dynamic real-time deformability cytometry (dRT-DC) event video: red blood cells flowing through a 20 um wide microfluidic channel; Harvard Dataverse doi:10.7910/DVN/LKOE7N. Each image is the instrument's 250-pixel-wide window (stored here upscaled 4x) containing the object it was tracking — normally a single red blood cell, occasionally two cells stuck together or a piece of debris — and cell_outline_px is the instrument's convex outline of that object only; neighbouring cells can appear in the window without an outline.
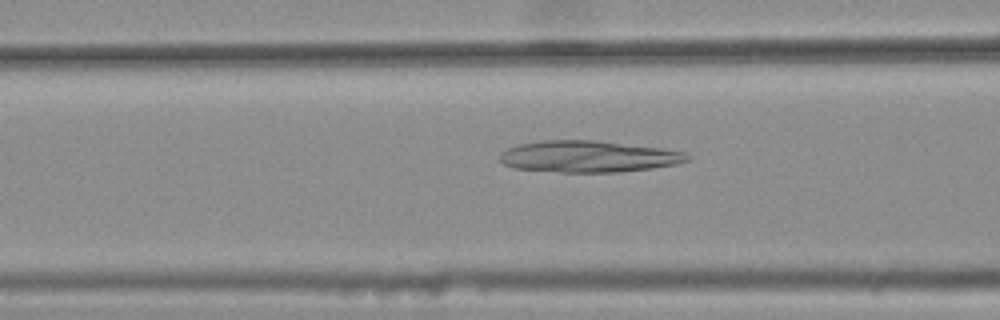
{"species": "common noctule bat (a hibernating species)", "species_latin": "Nyctalus noctula", "temperature_condition": "warm", "stored_images_in_passage": 37, "camera_frame_rate_fps": 3000, "um_per_image_px": 0.085, "animal": {"sex": "female", "body_mass_g": 25.1}, "frame": {"image": 1, "passage_image": 11, "time_ms": 3.333, "image_size_px": [1000, 320], "cell_outline_px": [[692, 160], [676, 164], [652, 168], [616, 172], [560, 172], [512, 168], [504, 164], [500, 160], [500, 152], [508, 148], [520, 144], [544, 140], [592, 140], [664, 148], [684, 152]], "centroid_in_image_um": [50.01, 13.3], "position_along_channel_um": 116.6, "area_um2": 34.45}}
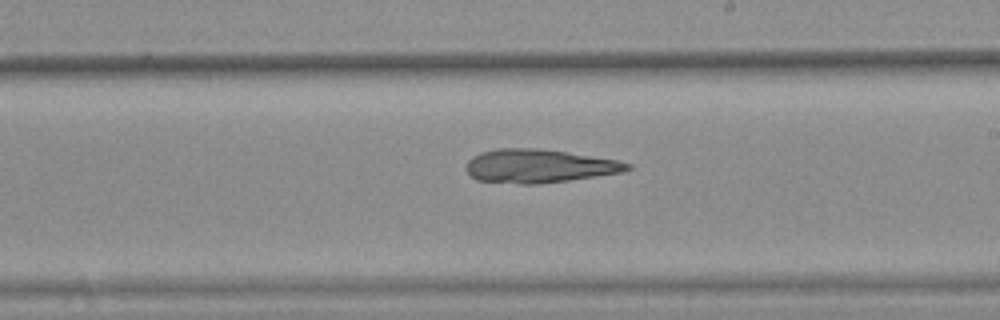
{"frame": {"image": 2, "passage_image": 21, "time_ms": 6.667, "image_size_px": [1000, 320], "cell_outline_px": [[632, 168], [624, 172], [568, 180], [536, 184], [520, 184], [476, 180], [468, 172], [468, 160], [472, 156], [480, 152], [496, 148], [536, 148], [564, 152], [616, 160], [632, 164]], "centroid_in_image_um": [45.8, 14.11], "position_along_channel_um": 243.2, "area_um2": 31.15}}
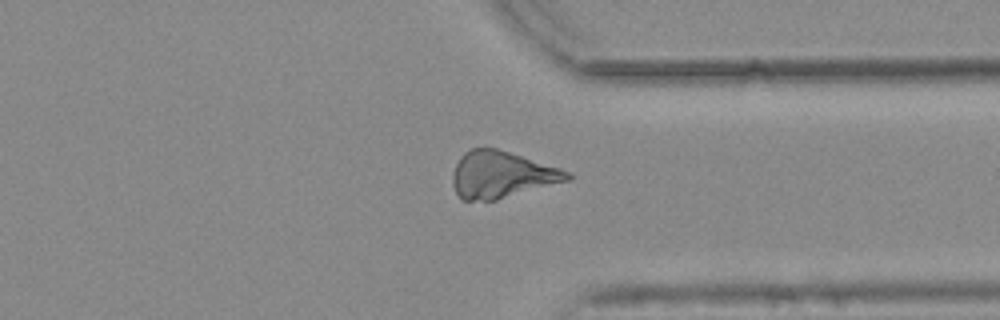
{"frame": {"image": 3, "passage_image": 31, "time_ms": 10.0, "image_size_px": [1000, 320], "cell_outline_px": [[572, 180], [496, 200], [460, 200], [452, 184], [452, 172], [460, 156], [464, 152], [472, 148], [496, 148], [560, 168], [568, 172], [572, 176]], "centroid_in_image_um": [42.62, 14.86], "position_along_channel_um": 368.8, "area_um2": 31.27}}